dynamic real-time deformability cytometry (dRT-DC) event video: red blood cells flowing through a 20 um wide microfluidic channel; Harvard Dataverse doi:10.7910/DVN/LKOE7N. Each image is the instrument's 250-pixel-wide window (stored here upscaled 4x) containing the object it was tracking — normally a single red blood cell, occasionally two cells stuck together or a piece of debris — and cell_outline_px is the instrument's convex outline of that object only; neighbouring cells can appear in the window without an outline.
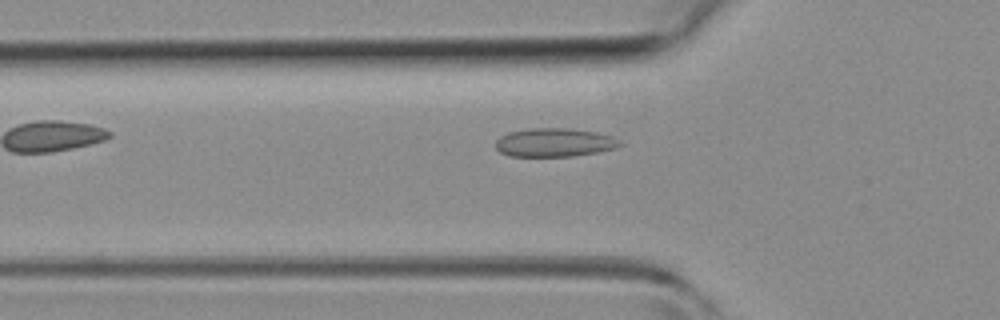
{"species": "common noctule bat (a hibernating species)", "species_latin": "Nyctalus noctula", "temperature_condition": "room temperature", "stored_images_in_passage": 3, "camera_frame_rate_fps": 3000, "um_per_image_px": 0.085, "animal": {"sex": "female", "body_mass_g": 19.3, "forearm_length_mm": 54.1}, "frame": {"image": 1, "passage_image": 3, "time_ms": 3.333, "image_size_px": [1000, 320], "cell_outline_px": [[624, 144], [612, 148], [596, 152], [572, 156], [508, 156], [500, 152], [496, 148], [496, 140], [500, 136], [508, 132], [532, 128], [568, 128], [596, 132], [612, 136], [620, 140]], "centroid_in_image_um": [47.1, 12.1], "position_along_channel_um": 78.7, "area_um2": 20.63}}